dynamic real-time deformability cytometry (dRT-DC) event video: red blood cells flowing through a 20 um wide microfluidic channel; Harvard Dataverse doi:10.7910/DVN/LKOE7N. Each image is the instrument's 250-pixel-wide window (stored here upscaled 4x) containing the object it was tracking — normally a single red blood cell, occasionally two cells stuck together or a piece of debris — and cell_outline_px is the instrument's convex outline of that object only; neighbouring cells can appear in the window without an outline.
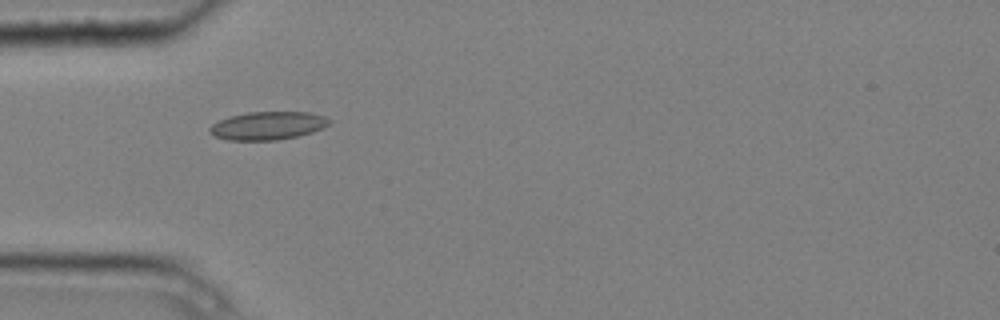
{"species": "common noctule bat (a hibernating species)", "species_latin": "Nyctalus noctula", "temperature_condition": "cold", "stored_images_in_passage": 5, "camera_frame_rate_fps": 3000, "um_per_image_px": 0.085, "animal": {"sex": "male", "body_mass_g": 20.4}, "frame": {"image": 1, "passage_image": 5, "time_ms": 1.333, "image_size_px": [1000, 320], "cell_outline_px": [[332, 120], [324, 128], [312, 132], [296, 136], [276, 140], [228, 140], [216, 136], [208, 132], [208, 128], [212, 124], [220, 120], [232, 116], [248, 112], [312, 112], [324, 116]], "centroid_in_image_um": [22.78, 10.68], "position_along_channel_um": 62.2, "area_um2": 19.54}}